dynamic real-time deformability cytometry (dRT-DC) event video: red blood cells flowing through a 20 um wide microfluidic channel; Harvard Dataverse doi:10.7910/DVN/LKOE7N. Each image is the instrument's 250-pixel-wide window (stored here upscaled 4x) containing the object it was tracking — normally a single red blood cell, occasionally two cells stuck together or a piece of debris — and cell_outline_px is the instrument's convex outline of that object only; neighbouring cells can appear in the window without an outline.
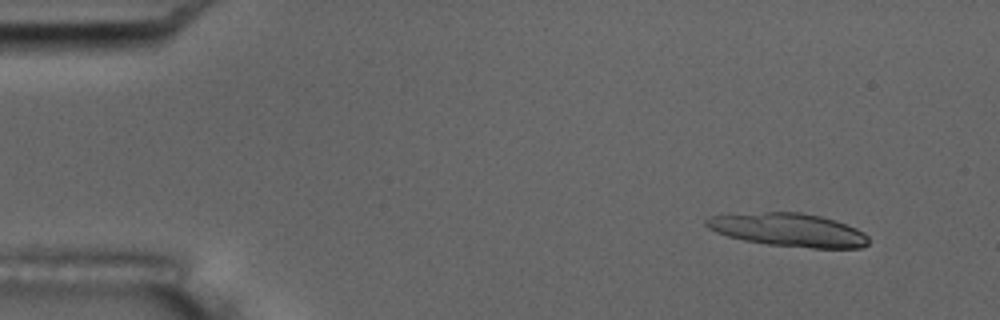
{"species": "common noctule bat (a hibernating species)", "species_latin": "Nyctalus noctula", "temperature_condition": "room temperature", "stored_images_in_passage": 6, "camera_frame_rate_fps": 3000, "um_per_image_px": 0.085, "animal": {"sex": "male", "body_mass_g": 17.5, "forearm_length_mm": 52.3}, "frame": {"image": 1, "passage_image": 2, "time_ms": 1.0, "image_size_px": [1000, 320], "cell_outline_px": [[868, 244], [860, 248], [812, 248], [768, 244], [744, 240], [728, 236], [716, 232], [708, 228], [704, 224], [704, 220], [708, 216], [764, 212], [800, 212], [820, 216], [836, 220], [856, 228], [864, 232], [868, 236]], "centroid_in_image_um": [67.03, 19.54], "position_along_channel_um": 18.0, "area_um2": 31.44}}